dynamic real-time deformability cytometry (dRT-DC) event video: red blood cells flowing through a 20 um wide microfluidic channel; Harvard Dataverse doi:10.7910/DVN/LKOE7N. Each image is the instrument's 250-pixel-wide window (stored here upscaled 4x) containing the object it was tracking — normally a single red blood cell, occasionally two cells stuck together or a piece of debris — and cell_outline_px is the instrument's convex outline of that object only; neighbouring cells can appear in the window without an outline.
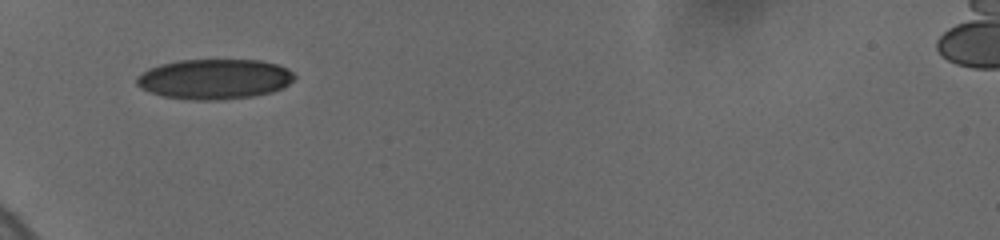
{"species": "human", "species_latin": "Homo sapiens", "temperature_condition": "cold", "stored_images_in_passage": 5, "camera_frame_rate_fps": 3000, "um_per_image_px": 0.085, "donor": {"sex": "female"}, "frame": {"image": 1, "passage_image": 1, "time_ms": 0.0, "image_size_px": [1000, 240], "cell_outline_px": [[296, 76], [284, 88], [272, 92], [252, 96], [220, 100], [188, 100], [164, 96], [140, 88], [136, 84], [136, 76], [148, 68], [160, 64], [176, 60], [260, 60], [276, 64], [288, 68]], "centroid_in_image_um": [18.22, 6.72], "position_along_channel_um": 66.8, "area_um2": 37.11}}